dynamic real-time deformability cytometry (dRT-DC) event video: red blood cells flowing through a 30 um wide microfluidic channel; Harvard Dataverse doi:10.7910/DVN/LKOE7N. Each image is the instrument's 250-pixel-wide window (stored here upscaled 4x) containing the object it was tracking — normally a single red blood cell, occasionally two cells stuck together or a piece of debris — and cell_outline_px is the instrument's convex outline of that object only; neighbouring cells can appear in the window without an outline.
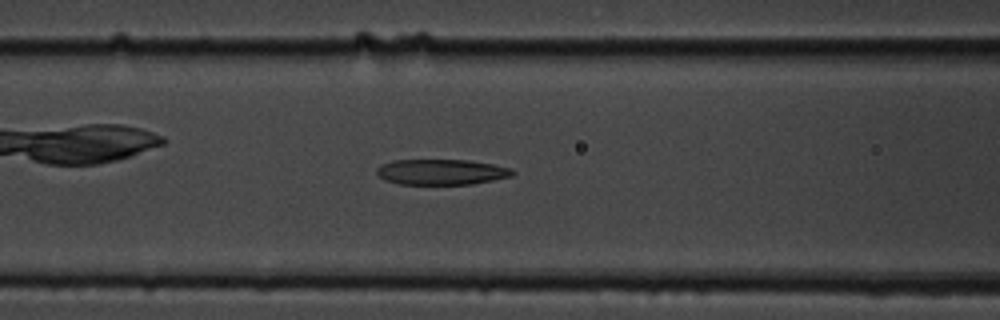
{"species": "common noctule bat (a hibernating species)", "species_latin": "Nyctalus noctula", "temperature_condition": "cold", "stored_images_in_passage": 54, "camera_frame_rate_fps": 3000, "um_per_image_px": 0.085, "animal": {"sex": "male", "body_mass_g": 19.5, "forearm_length_mm": 54.6}, "frame": {"image": 1, "passage_image": 22, "time_ms": 7.0, "image_size_px": [1000, 320], "cell_outline_px": [[516, 172], [512, 176], [472, 184], [396, 184], [384, 180], [376, 172], [376, 168], [392, 160], [468, 160], [492, 164], [512, 168]], "centroid_in_image_um": [37.52, 14.62], "position_along_channel_um": 129.1, "area_um2": 20.23}}
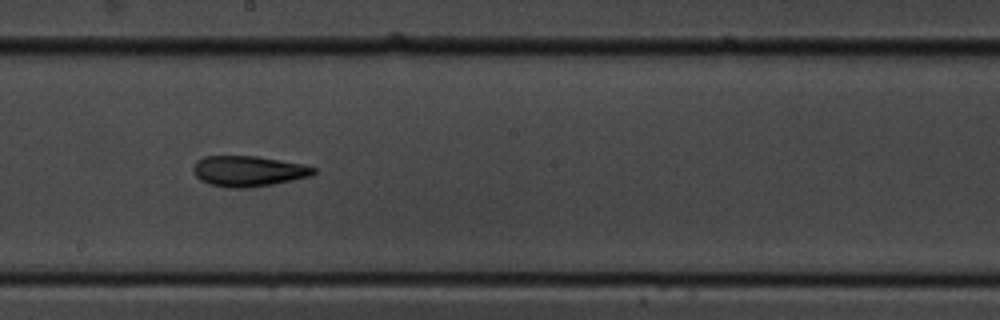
{"frame": {"image": 2, "passage_image": 30, "time_ms": 9.667, "image_size_px": [1000, 320], "cell_outline_px": [[316, 172], [312, 176], [272, 184], [248, 188], [228, 188], [208, 184], [200, 180], [192, 172], [192, 168], [196, 160], [204, 156], [256, 156], [304, 164], [316, 168]], "centroid_in_image_um": [21.08, 14.55], "position_along_channel_um": 227.1, "area_um2": 21.68}}
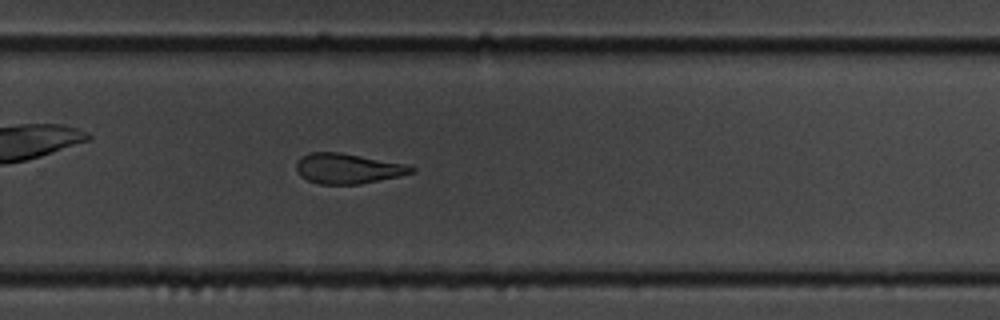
{"frame": {"image": 3, "passage_image": 36, "time_ms": 11.667, "image_size_px": [1000, 320], "cell_outline_px": [[416, 172], [400, 176], [360, 184], [320, 184], [308, 180], [300, 176], [296, 168], [296, 164], [300, 156], [308, 152], [340, 152], [404, 164], [416, 168]], "centroid_in_image_um": [29.54, 14.32], "position_along_channel_um": 300.3, "area_um2": 20.23}, "authors_computed_cell_mechanics": {"area_um2": 22.0507, "velocity_mm_per_s": 3.6868, "shape_relaxation_time_tau1_ms": null, "shape_relaxation_time_tau2_ms": 5.4917, "deformation_change_tau1": null, "deformation_change_tau2": 0.1605}}